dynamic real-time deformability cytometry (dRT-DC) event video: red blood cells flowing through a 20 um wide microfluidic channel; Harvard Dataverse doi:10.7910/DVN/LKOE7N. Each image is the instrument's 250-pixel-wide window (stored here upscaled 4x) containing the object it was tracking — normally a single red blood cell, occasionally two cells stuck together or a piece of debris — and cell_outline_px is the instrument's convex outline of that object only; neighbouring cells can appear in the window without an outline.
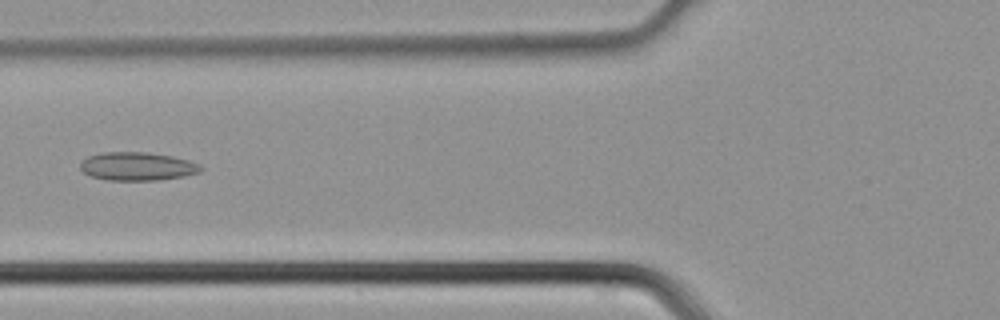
{"species": "common noctule bat (a hibernating species)", "species_latin": "Nyctalus noctula", "temperature_condition": "cold", "stored_images_in_passage": 43, "camera_frame_rate_fps": 3000, "um_per_image_px": 0.085, "animal": {"sex": "male", "body_mass_g": 21.5, "forearm_length_mm": 52.0}, "frame": {"image": 1, "passage_image": 17, "time_ms": 5.333, "image_size_px": [1000, 320], "cell_outline_px": [[204, 168], [200, 172], [184, 176], [160, 180], [104, 180], [92, 176], [84, 172], [80, 168], [80, 160], [88, 156], [104, 152], [148, 152], [172, 156], [188, 160], [200, 164]], "centroid_in_image_um": [11.68, 14.14], "position_along_channel_um": 114.1, "area_um2": 20.06}}
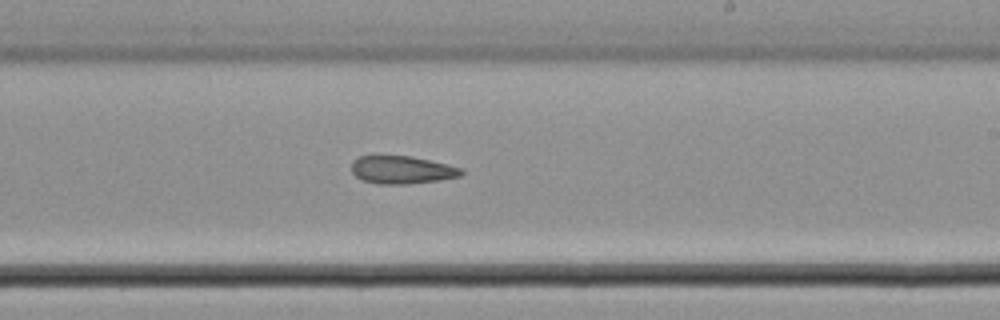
{"frame": {"image": 2, "passage_image": 26, "time_ms": 8.333, "image_size_px": [1000, 320], "cell_outline_px": [[464, 172], [460, 176], [440, 180], [408, 184], [376, 184], [364, 180], [356, 176], [352, 172], [352, 160], [360, 156], [412, 156], [448, 164], [460, 168]], "centroid_in_image_um": [34.16, 14.44], "position_along_channel_um": 254.8, "area_um2": 17.8}}
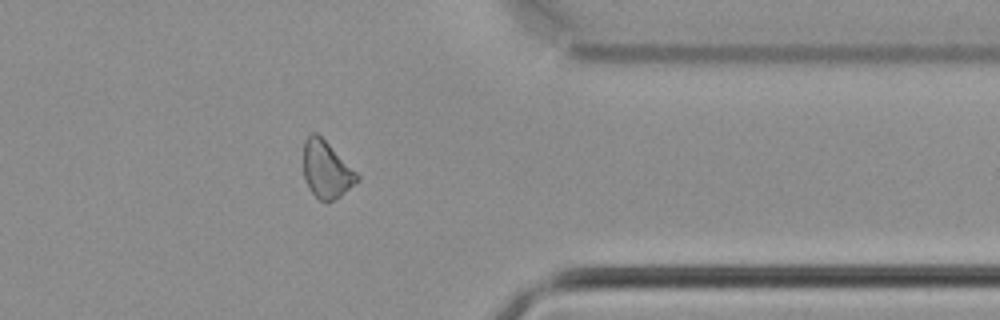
{"frame": {"image": 3, "passage_image": 35, "time_ms": 11.333, "image_size_px": [1000, 320], "cell_outline_px": [[360, 180], [340, 196], [332, 200], [320, 200], [308, 188], [304, 180], [304, 140], [312, 132], [316, 132], [360, 176]], "centroid_in_image_um": [27.73, 14.42], "position_along_channel_um": 383.7, "area_um2": 17.46}}